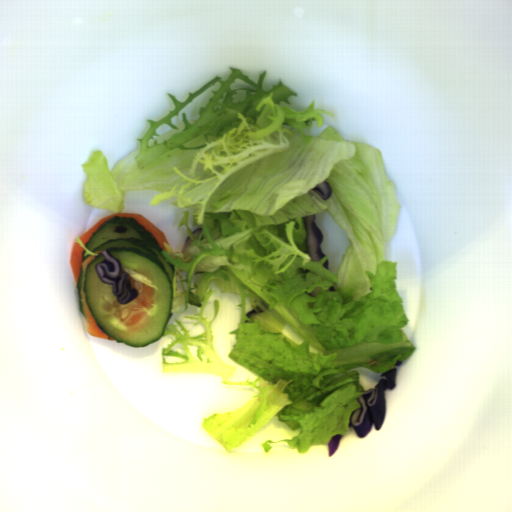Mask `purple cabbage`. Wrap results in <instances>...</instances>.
<instances>
[{
	"label": "purple cabbage",
	"instance_id": "purple-cabbage-1",
	"mask_svg": "<svg viewBox=\"0 0 512 512\" xmlns=\"http://www.w3.org/2000/svg\"><path fill=\"white\" fill-rule=\"evenodd\" d=\"M402 364L403 360H395L393 367L380 373V379L375 386L360 391L363 395L356 399L361 408L351 413L349 423L357 437L366 438L373 426L376 432L382 428L387 411L386 390L396 389L398 368Z\"/></svg>",
	"mask_w": 512,
	"mask_h": 512
},
{
	"label": "purple cabbage",
	"instance_id": "purple-cabbage-8",
	"mask_svg": "<svg viewBox=\"0 0 512 512\" xmlns=\"http://www.w3.org/2000/svg\"><path fill=\"white\" fill-rule=\"evenodd\" d=\"M258 313L254 308L246 312V317L249 319L252 314Z\"/></svg>",
	"mask_w": 512,
	"mask_h": 512
},
{
	"label": "purple cabbage",
	"instance_id": "purple-cabbage-9",
	"mask_svg": "<svg viewBox=\"0 0 512 512\" xmlns=\"http://www.w3.org/2000/svg\"><path fill=\"white\" fill-rule=\"evenodd\" d=\"M327 291H330V292H337V289L335 288V286L332 284Z\"/></svg>",
	"mask_w": 512,
	"mask_h": 512
},
{
	"label": "purple cabbage",
	"instance_id": "purple-cabbage-5",
	"mask_svg": "<svg viewBox=\"0 0 512 512\" xmlns=\"http://www.w3.org/2000/svg\"><path fill=\"white\" fill-rule=\"evenodd\" d=\"M344 437V434L335 433L328 441H327V455L328 458L334 456L339 444Z\"/></svg>",
	"mask_w": 512,
	"mask_h": 512
},
{
	"label": "purple cabbage",
	"instance_id": "purple-cabbage-6",
	"mask_svg": "<svg viewBox=\"0 0 512 512\" xmlns=\"http://www.w3.org/2000/svg\"><path fill=\"white\" fill-rule=\"evenodd\" d=\"M190 244H191V238H190V236H188V235H187V236L185 237V239H184V241H183V243H182L181 247H180V252H185V250H186L187 248H189Z\"/></svg>",
	"mask_w": 512,
	"mask_h": 512
},
{
	"label": "purple cabbage",
	"instance_id": "purple-cabbage-7",
	"mask_svg": "<svg viewBox=\"0 0 512 512\" xmlns=\"http://www.w3.org/2000/svg\"><path fill=\"white\" fill-rule=\"evenodd\" d=\"M322 267L328 269L330 271V262H329V258H326L325 261L323 262L322 264Z\"/></svg>",
	"mask_w": 512,
	"mask_h": 512
},
{
	"label": "purple cabbage",
	"instance_id": "purple-cabbage-4",
	"mask_svg": "<svg viewBox=\"0 0 512 512\" xmlns=\"http://www.w3.org/2000/svg\"><path fill=\"white\" fill-rule=\"evenodd\" d=\"M311 190H313L323 201L331 199L334 192L332 185L325 179L312 187Z\"/></svg>",
	"mask_w": 512,
	"mask_h": 512
},
{
	"label": "purple cabbage",
	"instance_id": "purple-cabbage-3",
	"mask_svg": "<svg viewBox=\"0 0 512 512\" xmlns=\"http://www.w3.org/2000/svg\"><path fill=\"white\" fill-rule=\"evenodd\" d=\"M301 223L305 230L304 247L302 251L311 257V262L321 261L326 255L321 248L325 235L316 224V213L310 216H300Z\"/></svg>",
	"mask_w": 512,
	"mask_h": 512
},
{
	"label": "purple cabbage",
	"instance_id": "purple-cabbage-2",
	"mask_svg": "<svg viewBox=\"0 0 512 512\" xmlns=\"http://www.w3.org/2000/svg\"><path fill=\"white\" fill-rule=\"evenodd\" d=\"M104 257L94 265V272L105 285L112 286L111 292L118 304L125 305L137 299L139 289L133 286L129 272L123 270V263L106 248L101 249Z\"/></svg>",
	"mask_w": 512,
	"mask_h": 512
}]
</instances>
